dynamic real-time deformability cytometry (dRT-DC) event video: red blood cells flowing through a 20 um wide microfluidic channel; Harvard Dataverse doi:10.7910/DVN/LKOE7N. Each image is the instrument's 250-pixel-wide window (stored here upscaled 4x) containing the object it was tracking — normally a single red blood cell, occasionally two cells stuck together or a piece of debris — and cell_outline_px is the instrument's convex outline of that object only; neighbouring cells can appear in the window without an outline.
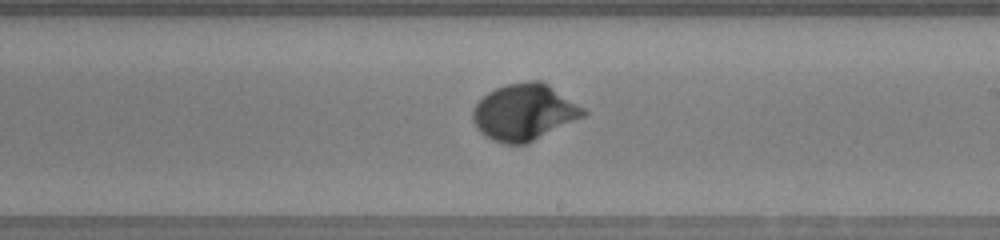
{"species": "human", "species_latin": "Homo sapiens", "temperature_condition": "warm", "stored_images_in_passage": 49, "camera_frame_rate_fps": 3000, "um_per_image_px": 0.085, "donor": {"sex": "female"}, "frame": {"image": 1, "passage_image": 28, "time_ms": 9.0, "image_size_px": [1000, 240], "cell_outline_px": [[588, 112], [584, 116], [524, 144], [504, 144], [492, 140], [484, 136], [476, 128], [472, 120], [472, 112], [476, 104], [488, 92], [496, 88], [508, 84], [532, 80], [540, 80], [548, 84], [584, 108]], "centroid_in_image_um": [44.52, 9.53], "position_along_channel_um": 244.5, "area_um2": 35.95}}
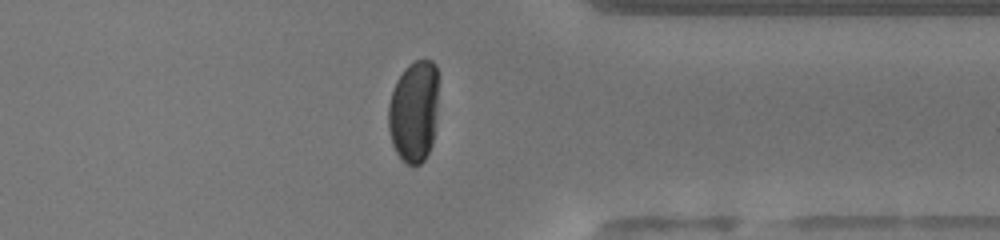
{"frame": {"image": 2, "passage_image": 38, "time_ms": 12.333, "image_size_px": [1000, 240], "cell_outline_px": [[436, 120], [432, 144], [424, 160], [420, 164], [408, 164], [396, 152], [392, 144], [388, 128], [388, 104], [396, 80], [404, 68], [408, 64], [416, 60], [432, 60], [436, 64]], "centroid_in_image_um": [35.16, 9.45], "position_along_channel_um": 376.2, "area_um2": 29.59}}
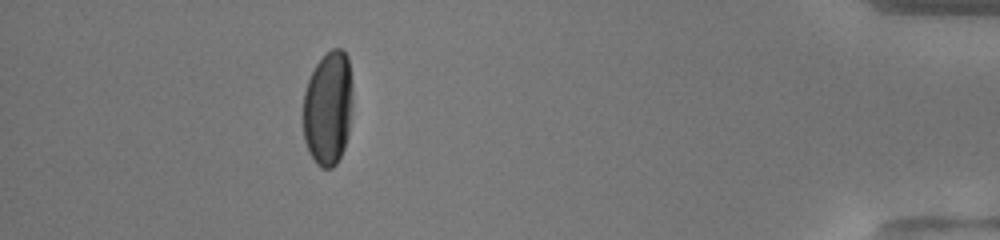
{"frame": {"image": 3, "passage_image": 44, "time_ms": 14.333, "image_size_px": [1000, 240], "cell_outline_px": [[352, 92], [348, 132], [344, 148], [336, 164], [332, 168], [320, 168], [316, 164], [308, 152], [304, 140], [304, 92], [308, 80], [316, 64], [332, 48], [340, 48], [348, 56], [352, 84]], "centroid_in_image_um": [27.88, 9.21], "position_along_channel_um": 407.3, "area_um2": 32.89}, "authors_computed_cell_mechanics": {"area_um2": 33.524, "velocity_mm_per_s": 4.1764, "shape_relaxation_time_tau1_ms": 2.3477, "shape_relaxation_time_tau2_ms": null, "deformation_change_tau1": 0.1585, "deformation_change_tau2": null}}